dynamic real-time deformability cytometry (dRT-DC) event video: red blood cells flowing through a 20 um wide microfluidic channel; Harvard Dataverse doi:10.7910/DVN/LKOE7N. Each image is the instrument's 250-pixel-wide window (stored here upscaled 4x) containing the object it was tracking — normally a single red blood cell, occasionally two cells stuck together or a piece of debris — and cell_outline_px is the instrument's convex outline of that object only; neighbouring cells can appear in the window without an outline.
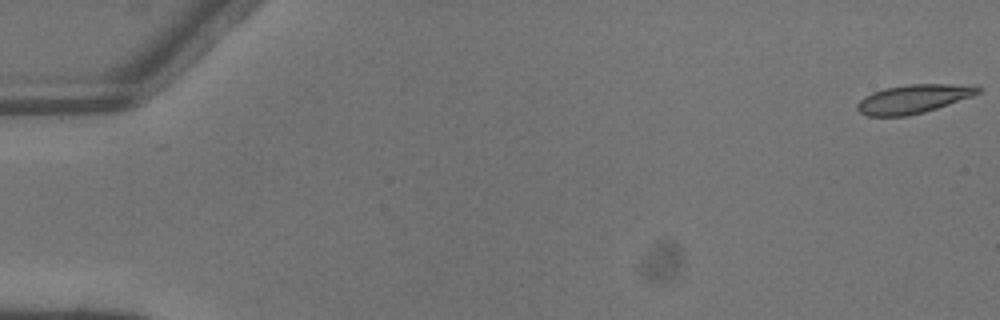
{"species": "common noctule bat (a hibernating species)", "species_latin": "Nyctalus noctula", "temperature_condition": "warm", "stored_images_in_passage": 6, "camera_frame_rate_fps": 3000, "um_per_image_px": 0.085, "animal": {"sex": "male", "body_mass_g": 13.3}, "frame": {"image": 1, "passage_image": 1, "time_ms": 0.0, "image_size_px": [1000, 320], "cell_outline_px": [[984, 88], [980, 92], [972, 96], [924, 112], [908, 116], [868, 116], [860, 112], [856, 108], [856, 104], [864, 96], [872, 92], [884, 88], [908, 84], [980, 84]], "centroid_in_image_um": [77.68, 8.39], "position_along_channel_um": 7.3, "area_um2": 20.46}}
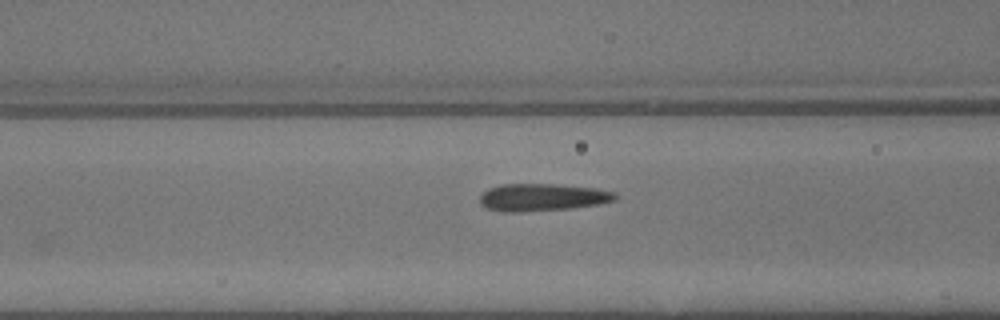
{"frame": {"image": 2, "passage_image": 6, "time_ms": 1.667, "image_size_px": [1000, 320], "cell_outline_px": [[620, 196], [616, 200], [600, 204], [572, 208], [520, 212], [504, 212], [488, 208], [480, 204], [480, 196], [488, 188], [504, 184], [556, 184], [592, 188], [616, 192]], "centroid_in_image_um": [46.13, 16.77], "position_along_channel_um": 120.5, "area_um2": 21.68}}